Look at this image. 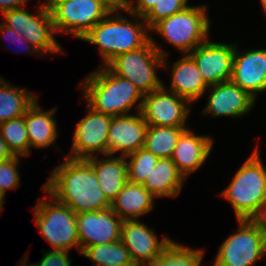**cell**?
Masks as SVG:
<instances>
[{"label": "cell", "mask_w": 266, "mask_h": 266, "mask_svg": "<svg viewBox=\"0 0 266 266\" xmlns=\"http://www.w3.org/2000/svg\"><path fill=\"white\" fill-rule=\"evenodd\" d=\"M64 157L43 188L76 214L110 207L92 165L86 159Z\"/></svg>", "instance_id": "cell-1"}, {"label": "cell", "mask_w": 266, "mask_h": 266, "mask_svg": "<svg viewBox=\"0 0 266 266\" xmlns=\"http://www.w3.org/2000/svg\"><path fill=\"white\" fill-rule=\"evenodd\" d=\"M126 13L128 18L123 16ZM81 40L97 46L103 60L100 66H106L118 55L144 47L150 41V29L143 17L131 14L121 6L109 12Z\"/></svg>", "instance_id": "cell-2"}, {"label": "cell", "mask_w": 266, "mask_h": 266, "mask_svg": "<svg viewBox=\"0 0 266 266\" xmlns=\"http://www.w3.org/2000/svg\"><path fill=\"white\" fill-rule=\"evenodd\" d=\"M78 86L83 91L82 99L97 112L127 115L134 106L141 112L144 95L131 81L116 75L107 66H98Z\"/></svg>", "instance_id": "cell-3"}, {"label": "cell", "mask_w": 266, "mask_h": 266, "mask_svg": "<svg viewBox=\"0 0 266 266\" xmlns=\"http://www.w3.org/2000/svg\"><path fill=\"white\" fill-rule=\"evenodd\" d=\"M259 151L258 144L219 194L231 204L236 220H252L266 203V168Z\"/></svg>", "instance_id": "cell-4"}, {"label": "cell", "mask_w": 266, "mask_h": 266, "mask_svg": "<svg viewBox=\"0 0 266 266\" xmlns=\"http://www.w3.org/2000/svg\"><path fill=\"white\" fill-rule=\"evenodd\" d=\"M152 34L144 47L120 54L106 65L116 75L131 81L143 95L163 85L157 73L159 68L170 70V53L155 38L152 39Z\"/></svg>", "instance_id": "cell-5"}, {"label": "cell", "mask_w": 266, "mask_h": 266, "mask_svg": "<svg viewBox=\"0 0 266 266\" xmlns=\"http://www.w3.org/2000/svg\"><path fill=\"white\" fill-rule=\"evenodd\" d=\"M46 198L36 199L33 209L35 225L52 250L80 253L76 213L67 205L58 202L43 187ZM49 199H48V198Z\"/></svg>", "instance_id": "cell-6"}, {"label": "cell", "mask_w": 266, "mask_h": 266, "mask_svg": "<svg viewBox=\"0 0 266 266\" xmlns=\"http://www.w3.org/2000/svg\"><path fill=\"white\" fill-rule=\"evenodd\" d=\"M208 7L188 6L181 12L156 23L150 32L156 33L181 54H189L210 36Z\"/></svg>", "instance_id": "cell-7"}, {"label": "cell", "mask_w": 266, "mask_h": 266, "mask_svg": "<svg viewBox=\"0 0 266 266\" xmlns=\"http://www.w3.org/2000/svg\"><path fill=\"white\" fill-rule=\"evenodd\" d=\"M237 231L221 243L213 266H254L266 256V234L250 219H238Z\"/></svg>", "instance_id": "cell-8"}, {"label": "cell", "mask_w": 266, "mask_h": 266, "mask_svg": "<svg viewBox=\"0 0 266 266\" xmlns=\"http://www.w3.org/2000/svg\"><path fill=\"white\" fill-rule=\"evenodd\" d=\"M57 34L82 39L110 11L93 0H46Z\"/></svg>", "instance_id": "cell-9"}, {"label": "cell", "mask_w": 266, "mask_h": 266, "mask_svg": "<svg viewBox=\"0 0 266 266\" xmlns=\"http://www.w3.org/2000/svg\"><path fill=\"white\" fill-rule=\"evenodd\" d=\"M86 115L73 132L71 152L66 157L88 159L108 154V130L112 116L93 110L86 104Z\"/></svg>", "instance_id": "cell-10"}, {"label": "cell", "mask_w": 266, "mask_h": 266, "mask_svg": "<svg viewBox=\"0 0 266 266\" xmlns=\"http://www.w3.org/2000/svg\"><path fill=\"white\" fill-rule=\"evenodd\" d=\"M192 105L163 85L143 96L141 114L148 125L187 127ZM191 107V108H190Z\"/></svg>", "instance_id": "cell-11"}, {"label": "cell", "mask_w": 266, "mask_h": 266, "mask_svg": "<svg viewBox=\"0 0 266 266\" xmlns=\"http://www.w3.org/2000/svg\"><path fill=\"white\" fill-rule=\"evenodd\" d=\"M235 45L213 42L208 37L189 53L208 86L231 80Z\"/></svg>", "instance_id": "cell-12"}, {"label": "cell", "mask_w": 266, "mask_h": 266, "mask_svg": "<svg viewBox=\"0 0 266 266\" xmlns=\"http://www.w3.org/2000/svg\"><path fill=\"white\" fill-rule=\"evenodd\" d=\"M80 254L89 247L120 240L123 220L107 207L76 214Z\"/></svg>", "instance_id": "cell-13"}, {"label": "cell", "mask_w": 266, "mask_h": 266, "mask_svg": "<svg viewBox=\"0 0 266 266\" xmlns=\"http://www.w3.org/2000/svg\"><path fill=\"white\" fill-rule=\"evenodd\" d=\"M208 100L201 114L210 117L239 118L249 113L255 106L256 99L248 92L230 81L209 86Z\"/></svg>", "instance_id": "cell-14"}, {"label": "cell", "mask_w": 266, "mask_h": 266, "mask_svg": "<svg viewBox=\"0 0 266 266\" xmlns=\"http://www.w3.org/2000/svg\"><path fill=\"white\" fill-rule=\"evenodd\" d=\"M237 44L231 81L257 100L266 92V48L239 50Z\"/></svg>", "instance_id": "cell-15"}, {"label": "cell", "mask_w": 266, "mask_h": 266, "mask_svg": "<svg viewBox=\"0 0 266 266\" xmlns=\"http://www.w3.org/2000/svg\"><path fill=\"white\" fill-rule=\"evenodd\" d=\"M148 124L141 112L112 116L108 130V154L127 156L143 148Z\"/></svg>", "instance_id": "cell-16"}, {"label": "cell", "mask_w": 266, "mask_h": 266, "mask_svg": "<svg viewBox=\"0 0 266 266\" xmlns=\"http://www.w3.org/2000/svg\"><path fill=\"white\" fill-rule=\"evenodd\" d=\"M121 242L127 247L136 266L161 252L172 241L166 235L159 240L153 228L139 220H125L121 227Z\"/></svg>", "instance_id": "cell-17"}, {"label": "cell", "mask_w": 266, "mask_h": 266, "mask_svg": "<svg viewBox=\"0 0 266 266\" xmlns=\"http://www.w3.org/2000/svg\"><path fill=\"white\" fill-rule=\"evenodd\" d=\"M214 145L213 137L196 134L190 128L185 129L178 138L171 159L178 171L187 180L191 173L202 167L210 156Z\"/></svg>", "instance_id": "cell-18"}, {"label": "cell", "mask_w": 266, "mask_h": 266, "mask_svg": "<svg viewBox=\"0 0 266 266\" xmlns=\"http://www.w3.org/2000/svg\"><path fill=\"white\" fill-rule=\"evenodd\" d=\"M170 85L163 86L180 97L185 98L191 104H195L206 93L209 86L202 78L195 61L189 54L182 57L171 65Z\"/></svg>", "instance_id": "cell-19"}, {"label": "cell", "mask_w": 266, "mask_h": 266, "mask_svg": "<svg viewBox=\"0 0 266 266\" xmlns=\"http://www.w3.org/2000/svg\"><path fill=\"white\" fill-rule=\"evenodd\" d=\"M37 3L39 8L35 11L36 14L27 10L26 32H23L22 35L42 53L43 57L49 54L52 55V53L60 54L64 50L54 36L57 33L54 29L51 12L46 0H44V3L38 0Z\"/></svg>", "instance_id": "cell-20"}, {"label": "cell", "mask_w": 266, "mask_h": 266, "mask_svg": "<svg viewBox=\"0 0 266 266\" xmlns=\"http://www.w3.org/2000/svg\"><path fill=\"white\" fill-rule=\"evenodd\" d=\"M103 157L99 159L94 156L86 160L92 165L99 186L103 190L106 199L111 203L128 182L126 157L110 154Z\"/></svg>", "instance_id": "cell-21"}, {"label": "cell", "mask_w": 266, "mask_h": 266, "mask_svg": "<svg viewBox=\"0 0 266 266\" xmlns=\"http://www.w3.org/2000/svg\"><path fill=\"white\" fill-rule=\"evenodd\" d=\"M38 101L37 98L25 113V125L30 149L32 147L48 148L56 143L58 137V124H56L57 121L54 118L57 106L43 110Z\"/></svg>", "instance_id": "cell-22"}, {"label": "cell", "mask_w": 266, "mask_h": 266, "mask_svg": "<svg viewBox=\"0 0 266 266\" xmlns=\"http://www.w3.org/2000/svg\"><path fill=\"white\" fill-rule=\"evenodd\" d=\"M155 198L143 185L127 182L110 207L123 221L139 220L154 209Z\"/></svg>", "instance_id": "cell-23"}, {"label": "cell", "mask_w": 266, "mask_h": 266, "mask_svg": "<svg viewBox=\"0 0 266 266\" xmlns=\"http://www.w3.org/2000/svg\"><path fill=\"white\" fill-rule=\"evenodd\" d=\"M184 176L171 158L159 159L143 186L156 198H173L181 193Z\"/></svg>", "instance_id": "cell-24"}, {"label": "cell", "mask_w": 266, "mask_h": 266, "mask_svg": "<svg viewBox=\"0 0 266 266\" xmlns=\"http://www.w3.org/2000/svg\"><path fill=\"white\" fill-rule=\"evenodd\" d=\"M38 96L29 89L12 86L0 77V123L24 116Z\"/></svg>", "instance_id": "cell-25"}, {"label": "cell", "mask_w": 266, "mask_h": 266, "mask_svg": "<svg viewBox=\"0 0 266 266\" xmlns=\"http://www.w3.org/2000/svg\"><path fill=\"white\" fill-rule=\"evenodd\" d=\"M204 254L203 248H189L172 239L165 249L150 257L141 266H203L201 263Z\"/></svg>", "instance_id": "cell-26"}, {"label": "cell", "mask_w": 266, "mask_h": 266, "mask_svg": "<svg viewBox=\"0 0 266 266\" xmlns=\"http://www.w3.org/2000/svg\"><path fill=\"white\" fill-rule=\"evenodd\" d=\"M187 128L148 125L143 148L159 159L171 158L178 138Z\"/></svg>", "instance_id": "cell-27"}, {"label": "cell", "mask_w": 266, "mask_h": 266, "mask_svg": "<svg viewBox=\"0 0 266 266\" xmlns=\"http://www.w3.org/2000/svg\"><path fill=\"white\" fill-rule=\"evenodd\" d=\"M81 254L90 259L93 266H136L121 240L89 246Z\"/></svg>", "instance_id": "cell-28"}, {"label": "cell", "mask_w": 266, "mask_h": 266, "mask_svg": "<svg viewBox=\"0 0 266 266\" xmlns=\"http://www.w3.org/2000/svg\"><path fill=\"white\" fill-rule=\"evenodd\" d=\"M0 135L13 155L22 157L31 154L25 115L0 123Z\"/></svg>", "instance_id": "cell-29"}, {"label": "cell", "mask_w": 266, "mask_h": 266, "mask_svg": "<svg viewBox=\"0 0 266 266\" xmlns=\"http://www.w3.org/2000/svg\"><path fill=\"white\" fill-rule=\"evenodd\" d=\"M126 157L128 182L143 185L159 158L140 148Z\"/></svg>", "instance_id": "cell-30"}, {"label": "cell", "mask_w": 266, "mask_h": 266, "mask_svg": "<svg viewBox=\"0 0 266 266\" xmlns=\"http://www.w3.org/2000/svg\"><path fill=\"white\" fill-rule=\"evenodd\" d=\"M189 0H159L152 9L143 17L149 29L162 19L181 12L188 6Z\"/></svg>", "instance_id": "cell-31"}, {"label": "cell", "mask_w": 266, "mask_h": 266, "mask_svg": "<svg viewBox=\"0 0 266 266\" xmlns=\"http://www.w3.org/2000/svg\"><path fill=\"white\" fill-rule=\"evenodd\" d=\"M21 156L14 155L5 161H0V196L5 199L8 190L20 187L19 161Z\"/></svg>", "instance_id": "cell-32"}, {"label": "cell", "mask_w": 266, "mask_h": 266, "mask_svg": "<svg viewBox=\"0 0 266 266\" xmlns=\"http://www.w3.org/2000/svg\"><path fill=\"white\" fill-rule=\"evenodd\" d=\"M0 37L4 38V40H10L8 42H13V43H19L21 47L24 49V52L26 51L29 54H35V55H40L43 56L42 53L36 49L33 45H31L21 33H17L14 29L6 26L3 22H0ZM9 44V43H8ZM20 47V48H21ZM19 48V49H20ZM17 52V51H15ZM20 53L23 52L19 51ZM18 53V52H17Z\"/></svg>", "instance_id": "cell-33"}, {"label": "cell", "mask_w": 266, "mask_h": 266, "mask_svg": "<svg viewBox=\"0 0 266 266\" xmlns=\"http://www.w3.org/2000/svg\"><path fill=\"white\" fill-rule=\"evenodd\" d=\"M3 23L14 29L17 33L26 32L27 26V10L25 8H18L4 11L2 13Z\"/></svg>", "instance_id": "cell-34"}, {"label": "cell", "mask_w": 266, "mask_h": 266, "mask_svg": "<svg viewBox=\"0 0 266 266\" xmlns=\"http://www.w3.org/2000/svg\"><path fill=\"white\" fill-rule=\"evenodd\" d=\"M43 258L38 262V266H71L69 251L47 250L42 252Z\"/></svg>", "instance_id": "cell-35"}, {"label": "cell", "mask_w": 266, "mask_h": 266, "mask_svg": "<svg viewBox=\"0 0 266 266\" xmlns=\"http://www.w3.org/2000/svg\"><path fill=\"white\" fill-rule=\"evenodd\" d=\"M159 0H123L122 6L131 14L144 17ZM135 2V3H134Z\"/></svg>", "instance_id": "cell-36"}, {"label": "cell", "mask_w": 266, "mask_h": 266, "mask_svg": "<svg viewBox=\"0 0 266 266\" xmlns=\"http://www.w3.org/2000/svg\"><path fill=\"white\" fill-rule=\"evenodd\" d=\"M30 0H0V13L4 11L26 7Z\"/></svg>", "instance_id": "cell-37"}, {"label": "cell", "mask_w": 266, "mask_h": 266, "mask_svg": "<svg viewBox=\"0 0 266 266\" xmlns=\"http://www.w3.org/2000/svg\"><path fill=\"white\" fill-rule=\"evenodd\" d=\"M252 220L266 234V203L262 206L258 214Z\"/></svg>", "instance_id": "cell-38"}, {"label": "cell", "mask_w": 266, "mask_h": 266, "mask_svg": "<svg viewBox=\"0 0 266 266\" xmlns=\"http://www.w3.org/2000/svg\"><path fill=\"white\" fill-rule=\"evenodd\" d=\"M13 156L12 152L8 149L7 143L0 135V161H5Z\"/></svg>", "instance_id": "cell-39"}, {"label": "cell", "mask_w": 266, "mask_h": 266, "mask_svg": "<svg viewBox=\"0 0 266 266\" xmlns=\"http://www.w3.org/2000/svg\"><path fill=\"white\" fill-rule=\"evenodd\" d=\"M101 2L110 12L118 10L122 6L123 0H93Z\"/></svg>", "instance_id": "cell-40"}, {"label": "cell", "mask_w": 266, "mask_h": 266, "mask_svg": "<svg viewBox=\"0 0 266 266\" xmlns=\"http://www.w3.org/2000/svg\"><path fill=\"white\" fill-rule=\"evenodd\" d=\"M28 258H29V254L26 255V253H25L24 257L22 258V260L19 261L17 266H38V262L32 263V264L27 263L29 261Z\"/></svg>", "instance_id": "cell-41"}, {"label": "cell", "mask_w": 266, "mask_h": 266, "mask_svg": "<svg viewBox=\"0 0 266 266\" xmlns=\"http://www.w3.org/2000/svg\"><path fill=\"white\" fill-rule=\"evenodd\" d=\"M260 4H261V7H262V11L266 15V0H260Z\"/></svg>", "instance_id": "cell-42"}, {"label": "cell", "mask_w": 266, "mask_h": 266, "mask_svg": "<svg viewBox=\"0 0 266 266\" xmlns=\"http://www.w3.org/2000/svg\"><path fill=\"white\" fill-rule=\"evenodd\" d=\"M3 203H0V213L2 212V210H3ZM1 215V214H0Z\"/></svg>", "instance_id": "cell-43"}, {"label": "cell", "mask_w": 266, "mask_h": 266, "mask_svg": "<svg viewBox=\"0 0 266 266\" xmlns=\"http://www.w3.org/2000/svg\"><path fill=\"white\" fill-rule=\"evenodd\" d=\"M5 200L2 199V197L0 196V203H4Z\"/></svg>", "instance_id": "cell-44"}]
</instances>
